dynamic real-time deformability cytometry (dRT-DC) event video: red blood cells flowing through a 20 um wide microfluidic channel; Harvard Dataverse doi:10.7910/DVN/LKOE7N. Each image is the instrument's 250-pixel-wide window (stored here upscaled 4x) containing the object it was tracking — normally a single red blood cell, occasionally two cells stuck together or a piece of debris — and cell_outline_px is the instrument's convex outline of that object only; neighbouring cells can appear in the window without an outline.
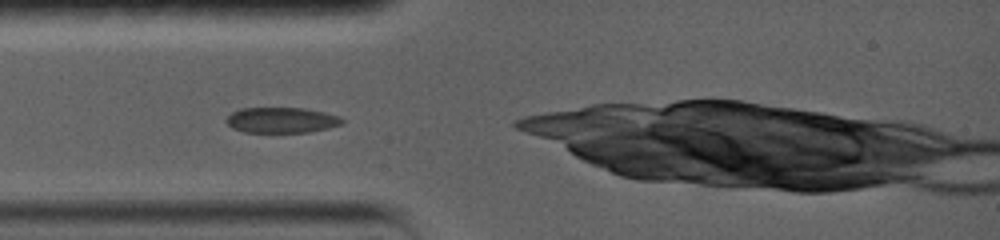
{"species": "common noctule bat (a hibernating species)", "species_latin": "Nyctalus noctula", "temperature_condition": "warm", "stored_images_in_passage": 3, "camera_frame_rate_fps": 5000, "um_per_image_px": 0.085, "animal": {"sex": "female", "body_mass_g": 19.0, "forearm_length_mm": 56.7}, "frame": {"image": 1, "passage_image": 1, "time_ms": 0.0, "image_size_px": [1000, 240], "cell_outline_px": [[344, 124], [328, 128], [308, 132], [244, 132], [232, 128], [224, 120], [232, 112], [240, 108], [304, 108], [324, 112], [340, 116], [344, 120]], "centroid_in_image_um": [23.94, 10.21], "position_along_channel_um": 61.1, "area_um2": 17.34}}
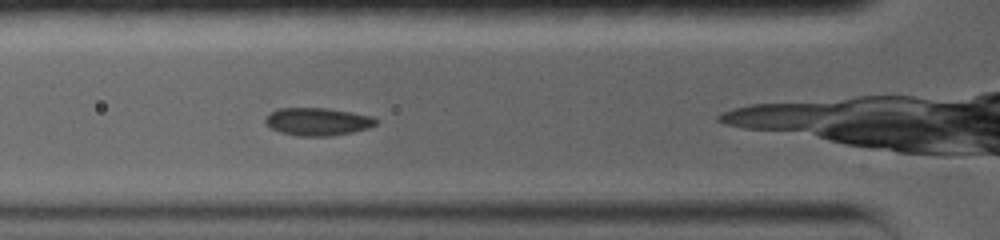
{"frame": {"image": 2, "passage_image": 2, "time_ms": 1.0, "image_size_px": [1000, 240], "cell_outline_px": [[380, 120], [376, 124], [368, 128], [352, 132], [328, 136], [296, 136], [280, 132], [272, 128], [264, 120], [268, 112], [276, 108], [328, 108], [372, 116]], "centroid_in_image_um": [26.99, 10.33], "position_along_channel_um": 98.8, "area_um2": 17.98}}
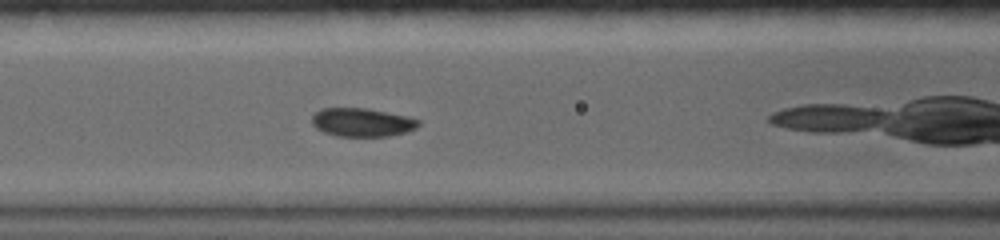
{"frame": {"image": 3, "passage_image": 3, "time_ms": 2.0, "image_size_px": [1000, 240], "cell_outline_px": [[420, 124], [416, 128], [404, 132], [388, 136], [336, 136], [324, 132], [316, 128], [312, 124], [312, 116], [320, 108], [368, 108], [408, 116], [420, 120]], "centroid_in_image_um": [30.77, 10.39], "position_along_channel_um": 135.8, "area_um2": 17.74}}